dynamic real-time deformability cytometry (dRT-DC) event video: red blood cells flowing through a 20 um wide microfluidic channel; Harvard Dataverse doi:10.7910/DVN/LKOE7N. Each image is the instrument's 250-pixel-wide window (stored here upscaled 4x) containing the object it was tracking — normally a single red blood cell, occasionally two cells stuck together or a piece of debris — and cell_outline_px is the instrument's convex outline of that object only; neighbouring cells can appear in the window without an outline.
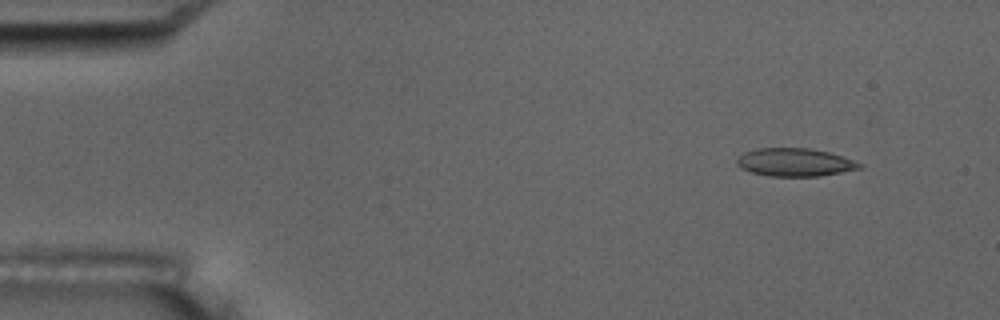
{"species": "common noctule bat (a hibernating species)", "species_latin": "Nyctalus noctula", "temperature_condition": "room temperature", "stored_images_in_passage": 5, "camera_frame_rate_fps": 3000, "um_per_image_px": 0.085, "animal": {"sex": "male", "body_mass_g": 17.5, "forearm_length_mm": 52.3}, "frame": {"image": 1, "passage_image": 2, "time_ms": 1.0, "image_size_px": [1000, 320], "cell_outline_px": [[864, 164], [860, 168], [820, 176], [768, 176], [752, 172], [740, 168], [736, 164], [736, 160], [744, 152], [756, 148], [808, 148], [828, 152]], "centroid_in_image_um": [67.51, 13.79], "position_along_channel_um": 17.5, "area_um2": 19.88}}